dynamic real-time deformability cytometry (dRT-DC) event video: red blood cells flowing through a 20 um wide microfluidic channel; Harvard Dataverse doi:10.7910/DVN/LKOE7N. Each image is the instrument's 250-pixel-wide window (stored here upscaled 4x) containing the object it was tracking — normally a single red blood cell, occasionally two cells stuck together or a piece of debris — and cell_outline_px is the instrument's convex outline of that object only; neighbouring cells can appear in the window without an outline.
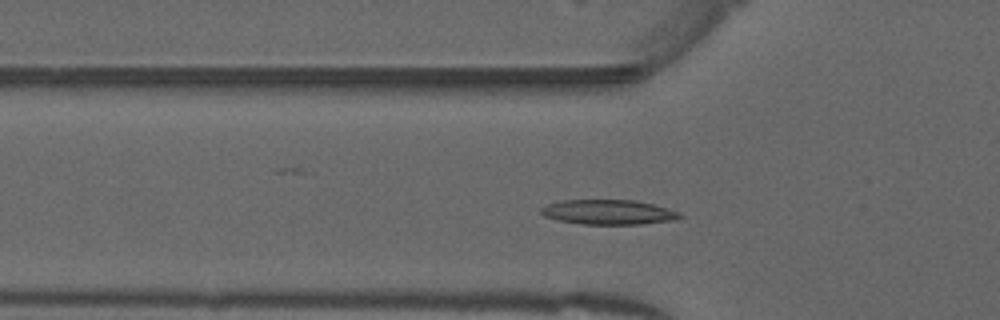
{"species": "common noctule bat (a hibernating species)", "species_latin": "Nyctalus noctula", "temperature_condition": "warm", "stored_images_in_passage": 47, "camera_frame_rate_fps": 3000, "um_per_image_px": 0.085, "animal": {"sex": "male", "forearm_length_mm": 52.5}, "frame": {"image": 1, "passage_image": 11, "time_ms": 3.333, "image_size_px": [1000, 320], "cell_outline_px": [[684, 216], [676, 220], [644, 224], [580, 224], [560, 220], [544, 216], [540, 212], [540, 208], [556, 200], [632, 200], [652, 204], [668, 208], [680, 212]], "centroid_in_image_um": [51.73, 18.03], "position_along_channel_um": 74.1, "area_um2": 20.17}}
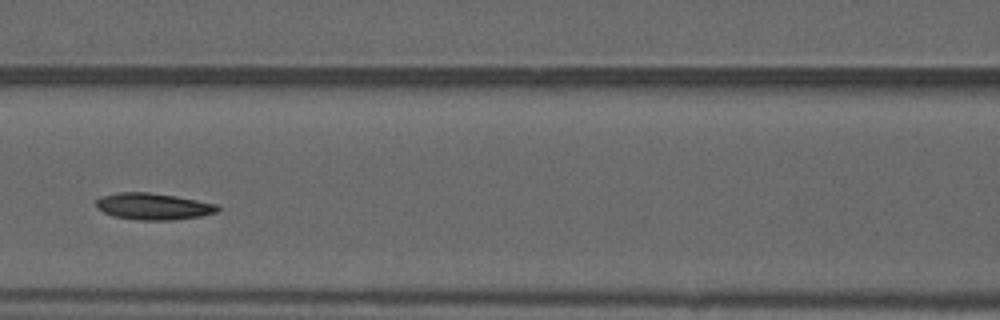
{"frame": {"image": 2, "passage_image": 17, "time_ms": 5.333, "image_size_px": [1000, 320], "cell_outline_px": [[220, 208], [216, 212], [200, 216], [172, 220], [136, 220], [112, 216], [96, 208], [96, 200], [100, 196], [116, 192], [148, 192], [176, 196], [220, 204]], "centroid_in_image_um": [13.01, 17.54], "position_along_channel_um": 153.6, "area_um2": 19.07}}
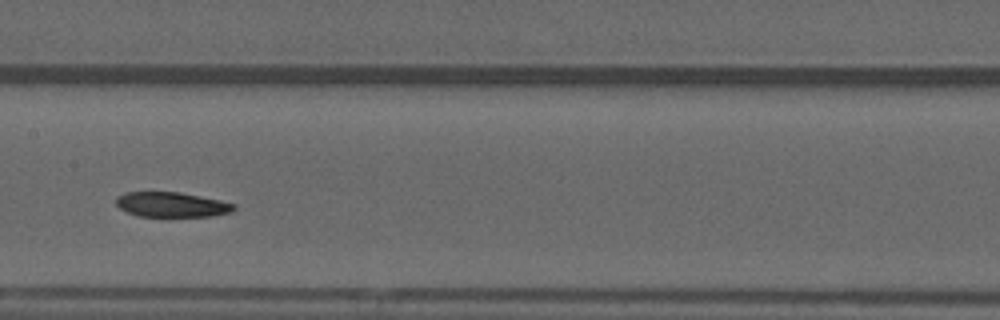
{"frame": {"image": 3, "passage_image": 20, "time_ms": 6.333, "image_size_px": [1000, 320], "cell_outline_px": [[236, 208], [232, 212], [212, 216], [140, 216], [128, 212], [120, 208], [116, 204], [116, 196], [124, 192], [180, 192], [220, 200], [236, 204]], "centroid_in_image_um": [14.61, 17.38], "position_along_channel_um": 192.8, "area_um2": 17.11}, "authors_computed_cell_mechanics": {"area_um2": 18.4382, "velocity_mm_per_s": 3.9457, "shape_relaxation_time_tau1_ms": null, "shape_relaxation_time_tau2_ms": 5.9961, "deformation_change_tau1": null, "deformation_change_tau2": 0.1276}}